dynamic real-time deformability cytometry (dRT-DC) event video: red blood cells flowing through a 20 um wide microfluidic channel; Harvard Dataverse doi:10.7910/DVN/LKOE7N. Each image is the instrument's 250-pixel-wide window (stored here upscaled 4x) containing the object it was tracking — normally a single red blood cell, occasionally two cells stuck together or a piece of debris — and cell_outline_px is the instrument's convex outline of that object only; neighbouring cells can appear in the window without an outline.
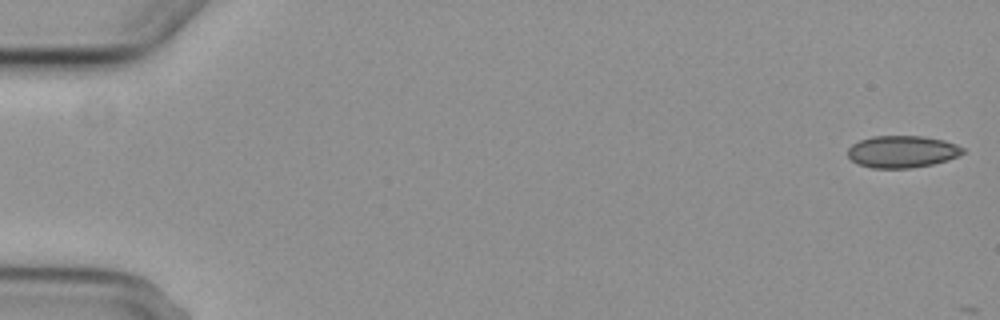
{"species": "common noctule bat (a hibernating species)", "species_latin": "Nyctalus noctula", "temperature_condition": "cold", "stored_images_in_passage": 5, "camera_frame_rate_fps": 3000, "um_per_image_px": 0.085, "animal": {"sex": "female", "body_mass_g": 29.2, "forearm_length_mm": 56.3}, "frame": {"image": 1, "passage_image": 1, "time_ms": 0.0, "image_size_px": [1000, 320], "cell_outline_px": [[964, 152], [960, 156], [948, 160], [932, 164], [912, 168], [872, 168], [856, 164], [848, 156], [848, 148], [852, 144], [860, 140], [872, 136], [924, 136], [944, 140], [956, 144], [964, 148]], "centroid_in_image_um": [76.69, 12.89], "position_along_channel_um": 8.3, "area_um2": 21.68}}